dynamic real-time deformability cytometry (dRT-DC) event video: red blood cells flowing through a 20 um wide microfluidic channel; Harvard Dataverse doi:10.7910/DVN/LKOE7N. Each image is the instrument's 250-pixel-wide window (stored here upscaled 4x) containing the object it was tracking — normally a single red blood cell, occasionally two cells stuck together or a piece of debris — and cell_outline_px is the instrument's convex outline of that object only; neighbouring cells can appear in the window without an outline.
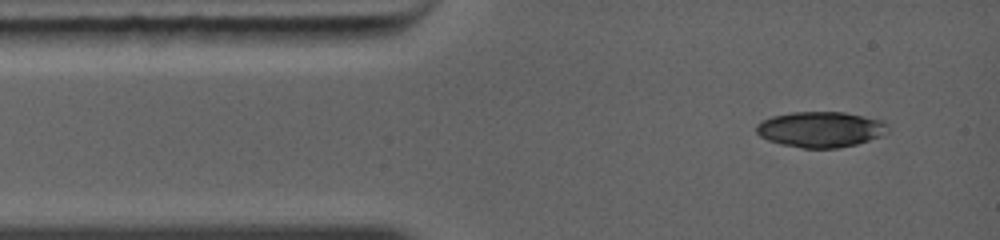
{"species": "common noctule bat (a hibernating species)", "species_latin": "Nyctalus noctula", "temperature_condition": "warm", "stored_images_in_passage": 2, "camera_frame_rate_fps": 5000, "um_per_image_px": 0.085, "animal": {"sex": "female", "body_mass_g": 19.0, "forearm_length_mm": 56.7}, "frame": {"image": 1, "passage_image": 1, "time_ms": 0.0, "image_size_px": [1000, 240], "cell_outline_px": [[888, 132], [880, 136], [856, 144], [836, 148], [804, 148], [780, 144], [768, 140], [760, 136], [756, 132], [756, 124], [772, 116], [792, 112], [844, 112], [884, 120], [888, 124]], "centroid_in_image_um": [69.76, 10.99], "position_along_channel_um": 15.2, "area_um2": 27.34}}